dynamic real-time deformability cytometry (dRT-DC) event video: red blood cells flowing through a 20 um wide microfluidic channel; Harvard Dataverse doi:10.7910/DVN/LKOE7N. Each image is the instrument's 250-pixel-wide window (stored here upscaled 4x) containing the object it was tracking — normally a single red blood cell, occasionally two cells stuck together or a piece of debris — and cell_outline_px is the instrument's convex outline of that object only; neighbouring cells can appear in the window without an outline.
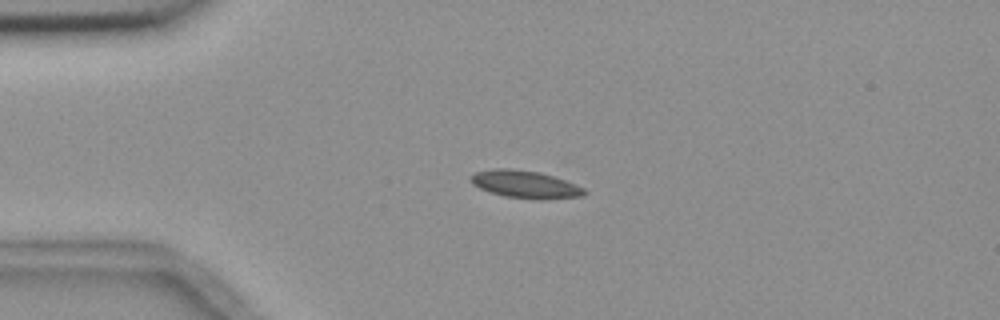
{"species": "common noctule bat (a hibernating species)", "species_latin": "Nyctalus noctula", "temperature_condition": "room temperature", "stored_images_in_passage": 3, "camera_frame_rate_fps": 3000, "um_per_image_px": 0.085, "animal": {"sex": "female", "body_mass_g": 18.4}, "frame": {"image": 1, "passage_image": 1, "time_ms": 0.0, "image_size_px": [1000, 320], "cell_outline_px": [[588, 192], [584, 196], [548, 200], [532, 200], [504, 196], [480, 188], [472, 184], [468, 180], [468, 176], [476, 172], [496, 168], [508, 168], [540, 172], [564, 180], [584, 188]], "centroid_in_image_um": [44.65, 15.69], "position_along_channel_um": 40.4, "area_um2": 18.5}}